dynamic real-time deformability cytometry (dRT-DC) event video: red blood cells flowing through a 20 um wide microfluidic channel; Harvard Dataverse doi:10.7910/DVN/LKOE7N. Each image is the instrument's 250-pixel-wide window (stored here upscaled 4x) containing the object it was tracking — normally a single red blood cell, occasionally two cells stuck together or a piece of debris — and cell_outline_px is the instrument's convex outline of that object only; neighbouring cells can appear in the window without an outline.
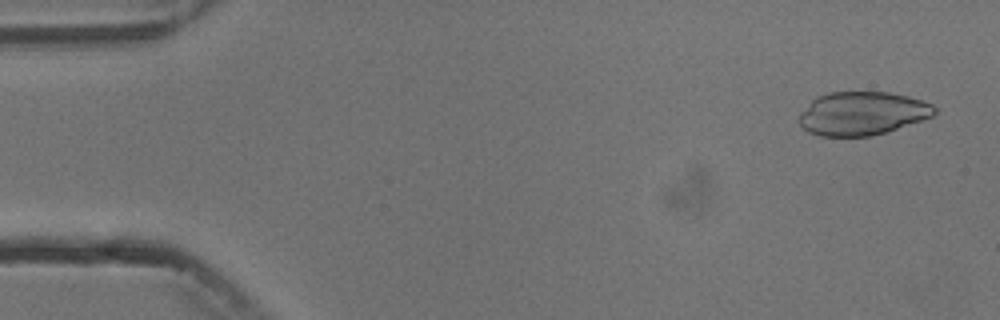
{"species": "common noctule bat (a hibernating species)", "species_latin": "Nyctalus noctula", "temperature_condition": "cold", "stored_images_in_passage": 4, "camera_frame_rate_fps": 3000, "um_per_image_px": 0.085, "animal": {"sex": "male", "body_mass_g": 13.3}, "frame": {"image": 1, "passage_image": 1, "time_ms": 0.0, "image_size_px": [1000, 320], "cell_outline_px": [[936, 112], [932, 116], [884, 132], [868, 136], [820, 136], [808, 132], [800, 124], [800, 112], [816, 96], [828, 92], [888, 92], [908, 96], [932, 104], [936, 108]], "centroid_in_image_um": [73.25, 9.63], "position_along_channel_um": 11.7, "area_um2": 33.93}}